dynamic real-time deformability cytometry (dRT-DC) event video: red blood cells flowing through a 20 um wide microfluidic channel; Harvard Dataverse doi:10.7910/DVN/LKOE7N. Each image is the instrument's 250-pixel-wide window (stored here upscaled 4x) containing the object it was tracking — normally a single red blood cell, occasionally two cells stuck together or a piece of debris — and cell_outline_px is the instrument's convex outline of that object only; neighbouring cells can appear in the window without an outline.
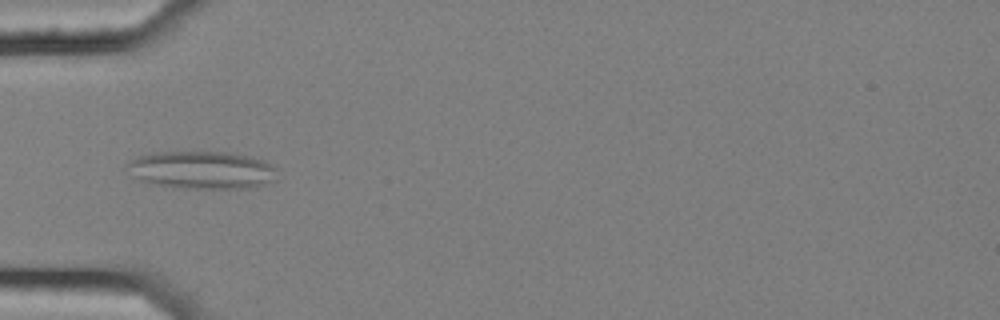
{"species": "common noctule bat (a hibernating species)", "species_latin": "Nyctalus noctula", "temperature_condition": "cold", "stored_images_in_passage": 5, "camera_frame_rate_fps": 3000, "um_per_image_px": 0.085, "animal": {"sex": "female", "body_mass_g": 25.1}, "frame": {"image": 1, "passage_image": 5, "time_ms": 1.333, "image_size_px": [1000, 320], "cell_outline_px": [[276, 180], [252, 188], [172, 188], [148, 184], [132, 176], [124, 168], [124, 164], [140, 156], [156, 152], [224, 152], [252, 156], [264, 160], [272, 164], [276, 168]], "centroid_in_image_um": [17.13, 14.46], "position_along_channel_um": 67.9, "area_um2": 33.58}}